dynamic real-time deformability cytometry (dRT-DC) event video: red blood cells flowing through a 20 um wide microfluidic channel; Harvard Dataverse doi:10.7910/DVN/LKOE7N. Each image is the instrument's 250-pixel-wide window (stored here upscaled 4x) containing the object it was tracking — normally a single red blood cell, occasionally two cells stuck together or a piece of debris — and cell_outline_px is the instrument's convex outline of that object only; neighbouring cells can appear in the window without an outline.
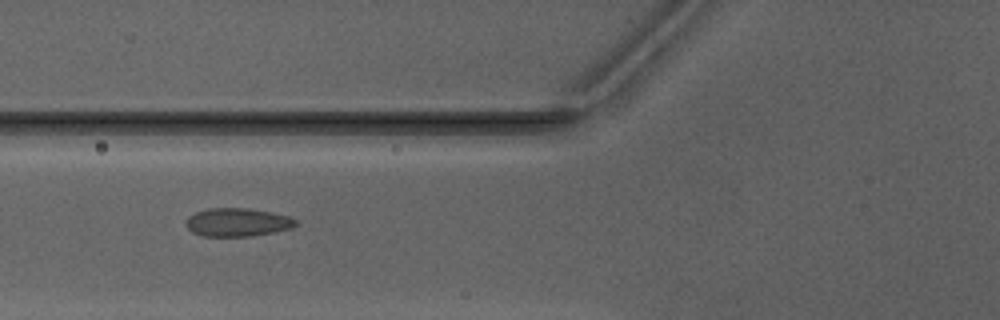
{"species": "Egyptian fruit bat (a non-hibernating species)", "species_latin": "Rousettus aegyptiacus", "temperature_condition": "warm", "stored_images_in_passage": 29, "camera_frame_rate_fps": 3000, "um_per_image_px": 0.085, "animal": {"sex": "male"}, "frame": {"image": 1, "passage_image": 6, "time_ms": 1.667, "image_size_px": [1000, 320], "cell_outline_px": [[300, 224], [292, 228], [252, 236], [204, 236], [192, 232], [184, 224], [188, 216], [196, 212], [208, 208], [248, 208], [288, 216], [296, 220]], "centroid_in_image_um": [20.17, 18.89], "position_along_channel_um": 105.6, "area_um2": 18.09}}
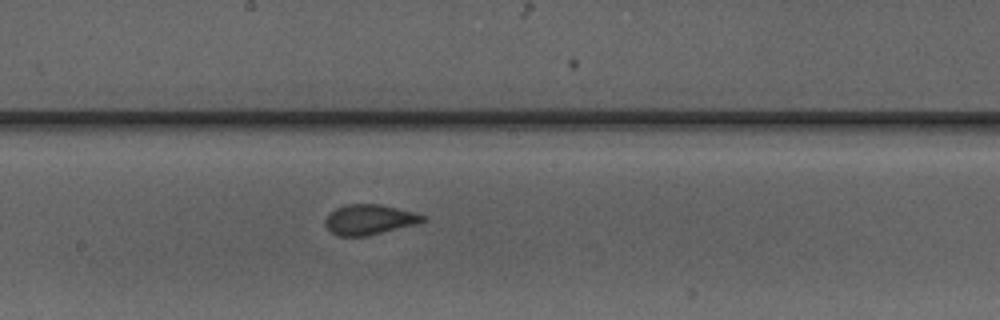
{"frame": {"image": 2, "passage_image": 14, "time_ms": 4.333, "image_size_px": [1000, 320], "cell_outline_px": [[428, 220], [416, 224], [368, 236], [340, 236], [332, 232], [324, 224], [324, 220], [336, 208], [348, 204], [380, 204], [412, 212], [424, 216]], "centroid_in_image_um": [31.4, 18.67], "position_along_channel_um": 216.8, "area_um2": 16.94}}
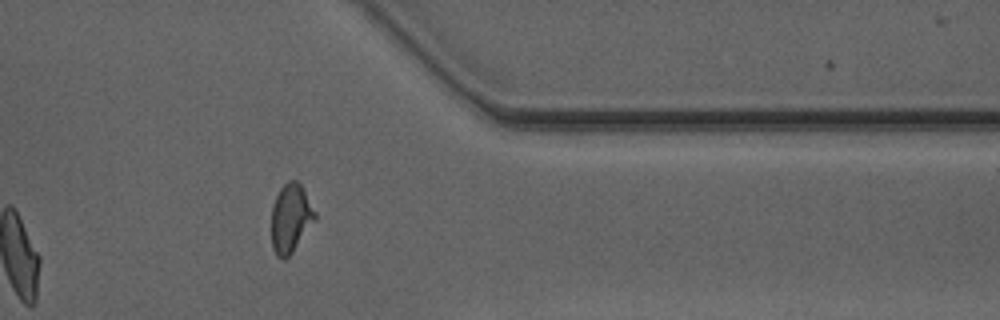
{"frame": {"image": 3, "passage_image": 27, "time_ms": 8.667, "image_size_px": [1000, 320], "cell_outline_px": [[316, 216], [292, 252], [284, 260], [280, 260], [276, 256], [272, 248], [272, 204], [280, 188], [288, 180], [296, 180], [300, 184], [316, 212]], "centroid_in_image_um": [24.67, 18.55], "position_along_channel_um": 386.7, "area_um2": 17.11}, "authors_computed_cell_mechanics": {"area_um2": 17.34, "velocity_mm_per_s": 4.1642, "shape_relaxation_time_tau1_ms": 8.0978, "shape_relaxation_time_tau2_ms": 0.4923, "deformation_change_tau1": 0.1826, "deformation_change_tau2": 0.0594}}